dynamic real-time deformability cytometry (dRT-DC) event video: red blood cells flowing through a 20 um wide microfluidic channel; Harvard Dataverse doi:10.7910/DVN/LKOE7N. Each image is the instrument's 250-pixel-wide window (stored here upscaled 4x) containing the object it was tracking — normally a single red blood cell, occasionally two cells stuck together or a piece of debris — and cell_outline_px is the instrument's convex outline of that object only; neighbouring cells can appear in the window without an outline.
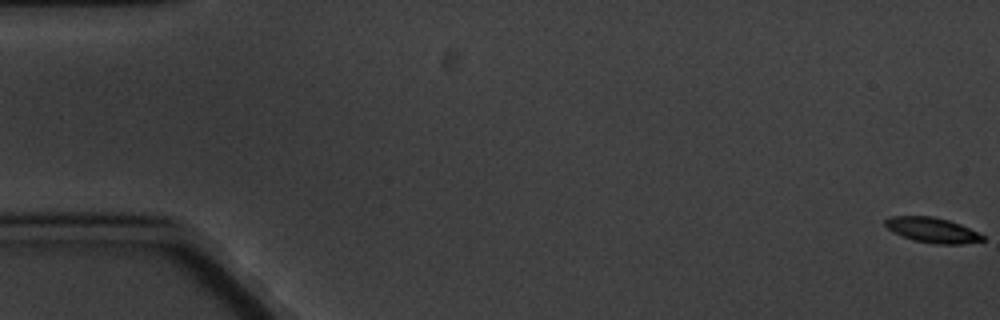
{"species": "common noctule bat (a hibernating species)", "species_latin": "Nyctalus noctula", "temperature_condition": "cold", "stored_images_in_passage": 6, "camera_frame_rate_fps": 3000, "um_per_image_px": 0.085, "animal": {"sex": "male", "body_mass_g": 20.1, "forearm_length_mm": 53.5}, "frame": {"image": 1, "passage_image": 1, "time_ms": 0.0, "image_size_px": [1000, 320], "cell_outline_px": [[984, 240], [960, 244], [936, 244], [916, 240], [892, 232], [884, 224], [884, 220], [892, 216], [932, 216], [948, 220], [960, 224], [984, 236]], "centroid_in_image_um": [79.22, 19.54], "position_along_channel_um": 5.8, "area_um2": 13.99}}
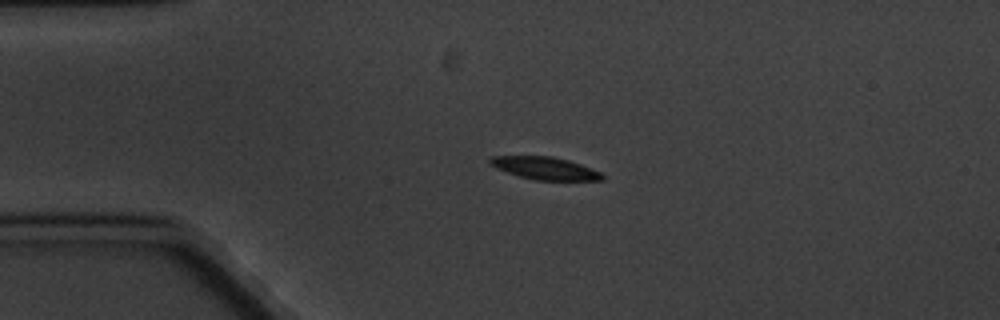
{"frame": {"image": 2, "passage_image": 5, "time_ms": 4.667, "image_size_px": [1000, 320], "cell_outline_px": [[604, 180], [536, 180], [520, 176], [496, 168], [488, 164], [488, 160], [492, 156], [552, 156], [568, 160], [580, 164], [600, 172], [604, 176]], "centroid_in_image_um": [46.3, 14.29], "position_along_channel_um": 38.7, "area_um2": 14.62}}